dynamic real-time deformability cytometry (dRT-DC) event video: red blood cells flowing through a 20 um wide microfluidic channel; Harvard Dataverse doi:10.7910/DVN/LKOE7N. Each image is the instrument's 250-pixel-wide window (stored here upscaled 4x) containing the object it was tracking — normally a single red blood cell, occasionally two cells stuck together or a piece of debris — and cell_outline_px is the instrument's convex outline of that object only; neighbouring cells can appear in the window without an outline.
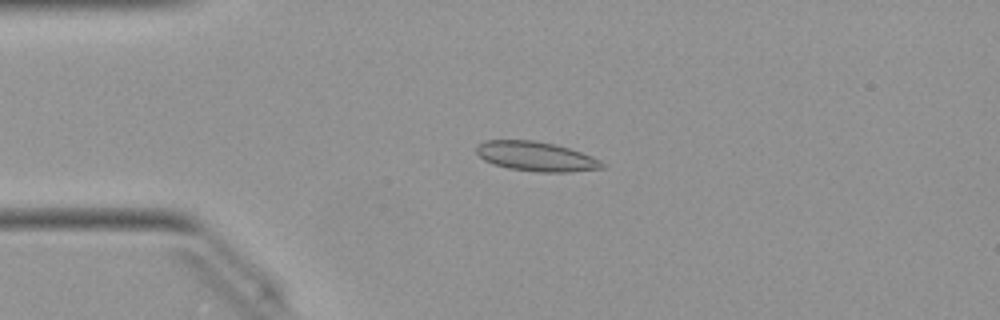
{"species": "Egyptian fruit bat (a non-hibernating species)", "species_latin": "Rousettus aegyptiacus", "temperature_condition": "warm", "stored_images_in_passage": 51, "camera_frame_rate_fps": 3000, "um_per_image_px": 0.085, "animal": {"sex": "female"}, "frame": {"image": 1, "passage_image": 12, "time_ms": 3.667, "image_size_px": [1000, 320], "cell_outline_px": [[604, 168], [572, 172], [540, 172], [508, 168], [492, 164], [484, 160], [476, 152], [476, 144], [484, 140], [536, 140], [556, 144], [592, 156], [600, 160], [604, 164]], "centroid_in_image_um": [45.54, 13.29], "position_along_channel_um": 39.5, "area_um2": 21.79}}
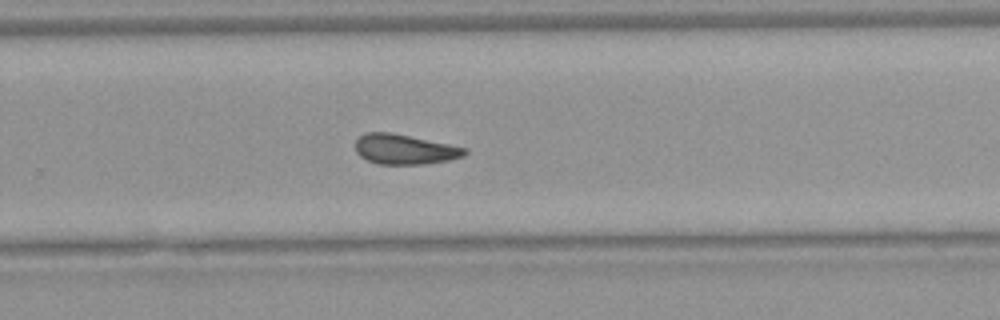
{"frame": {"image": 2, "passage_image": 33, "time_ms": 10.667, "image_size_px": [1000, 320], "cell_outline_px": [[468, 152], [464, 156], [448, 160], [424, 164], [380, 164], [368, 160], [360, 156], [356, 152], [356, 140], [364, 132], [392, 132], [468, 148]], "centroid_in_image_um": [34.4, 12.68], "position_along_channel_um": 295.4, "area_um2": 19.13}}
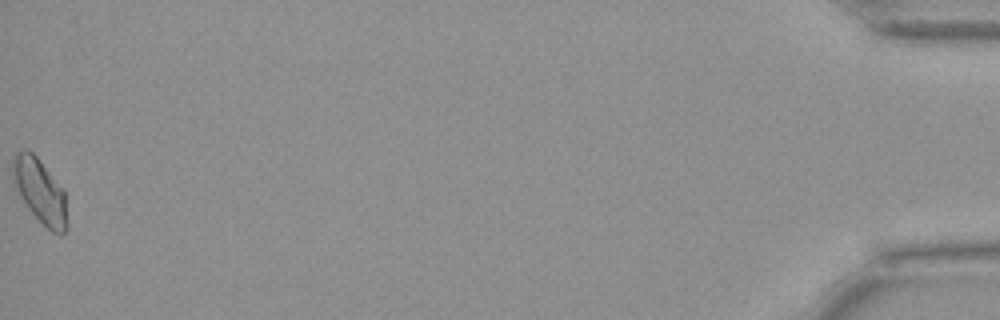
{"frame": {"image": 3, "passage_image": 51, "time_ms": 16.667, "image_size_px": [1000, 320], "cell_outline_px": [[68, 228], [60, 236], [52, 232], [28, 208], [20, 196], [12, 176], [12, 156], [16, 152], [24, 148], [28, 148], [36, 156], [64, 188], [68, 224]], "centroid_in_image_um": [3.42, 16.22], "position_along_channel_um": 431.8, "area_um2": 20.58}, "authors_computed_cell_mechanics": {"area_um2": 19.8254, "velocity_mm_per_s": 4.0226, "shape_relaxation_time_tau1_ms": null, "shape_relaxation_time_tau2_ms": 1.8122, "deformation_change_tau1": null, "deformation_change_tau2": 0.0647}}